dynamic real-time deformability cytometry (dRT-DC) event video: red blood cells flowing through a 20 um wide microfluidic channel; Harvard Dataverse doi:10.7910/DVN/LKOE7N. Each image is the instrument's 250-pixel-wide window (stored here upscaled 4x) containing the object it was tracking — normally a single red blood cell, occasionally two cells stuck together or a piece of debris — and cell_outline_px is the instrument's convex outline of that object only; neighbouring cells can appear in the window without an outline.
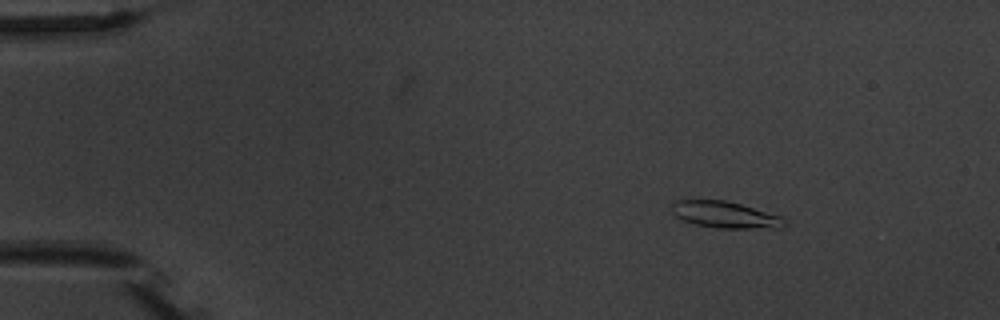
{"species": "common noctule bat (a hibernating species)", "species_latin": "Nyctalus noctula", "temperature_condition": "warm", "stored_images_in_passage": 6, "camera_frame_rate_fps": 3000, "um_per_image_px": 0.085, "animal": {"sex": "male", "body_mass_g": 20.1, "forearm_length_mm": 53.5}, "frame": {"image": 1, "passage_image": 3, "time_ms": 2.333, "image_size_px": [1000, 320], "cell_outline_px": [[788, 224], [784, 228], [716, 228], [696, 224], [680, 220], [672, 212], [672, 204], [676, 200], [724, 200], [740, 204], [780, 216]], "centroid_in_image_um": [61.63, 18.26], "position_along_channel_um": 23.4, "area_um2": 17.4}}
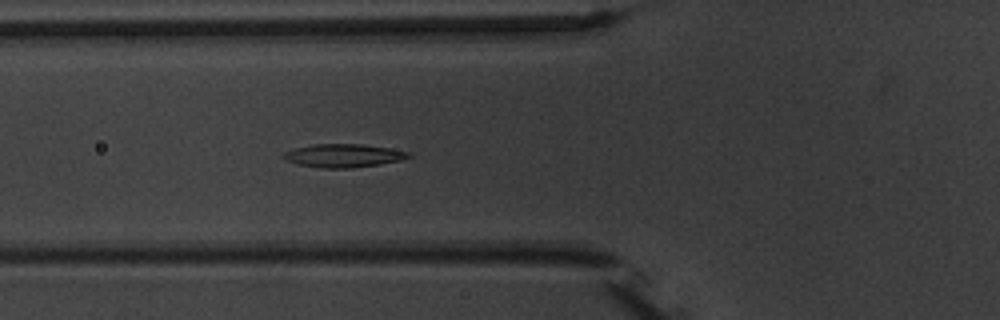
{"frame": {"image": 2, "passage_image": 6, "time_ms": 6.667, "image_size_px": [1000, 320], "cell_outline_px": [[412, 156], [400, 160], [380, 164], [352, 168], [320, 168], [300, 164], [284, 160], [280, 156], [284, 152], [296, 148], [312, 144], [360, 144], [388, 148], [408, 152]], "centroid_in_image_um": [29.14, 13.23], "position_along_channel_um": 96.7, "area_um2": 16.88}}